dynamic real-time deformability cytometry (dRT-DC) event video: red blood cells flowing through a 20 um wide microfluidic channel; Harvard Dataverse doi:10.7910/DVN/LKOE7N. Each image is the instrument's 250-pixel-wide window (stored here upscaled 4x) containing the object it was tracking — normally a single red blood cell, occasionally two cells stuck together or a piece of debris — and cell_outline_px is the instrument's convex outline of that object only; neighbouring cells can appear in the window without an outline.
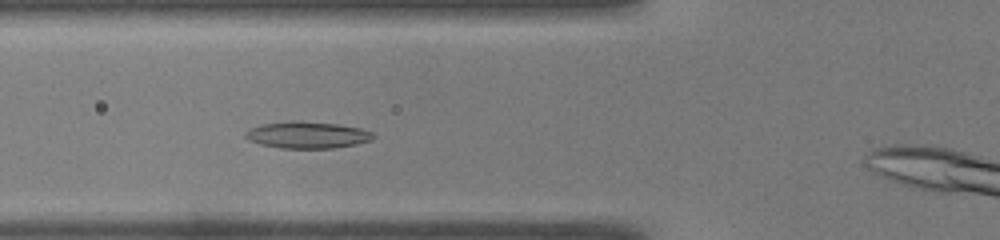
{"species": "common noctule bat (a hibernating species)", "species_latin": "Nyctalus noctula", "temperature_condition": "warm", "stored_images_in_passage": 38, "camera_frame_rate_fps": 3000, "um_per_image_px": 0.085, "animal": {"sex": "male", "body_mass_g": 19.0, "forearm_length_mm": 50.8}, "frame": {"image": 1, "passage_image": 6, "time_ms": 1.667, "image_size_px": [1000, 240], "cell_outline_px": [[376, 136], [372, 140], [356, 144], [332, 148], [280, 148], [260, 144], [248, 140], [244, 136], [244, 132], [248, 128], [260, 124], [288, 120], [292, 120], [340, 124], [360, 128], [372, 132]], "centroid_in_image_um": [26.08, 11.46], "position_along_channel_um": 99.7, "area_um2": 20.23}}
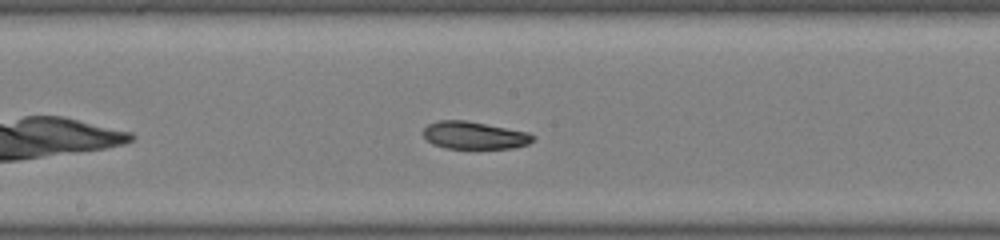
{"frame": {"image": 2, "passage_image": 14, "time_ms": 4.333, "image_size_px": [1000, 240], "cell_outline_px": [[536, 136], [528, 144], [512, 148], [444, 148], [432, 144], [424, 136], [424, 128], [428, 124], [440, 120], [464, 120], [528, 132]], "centroid_in_image_um": [40.31, 11.5], "position_along_channel_um": 207.9, "area_um2": 17.4}}
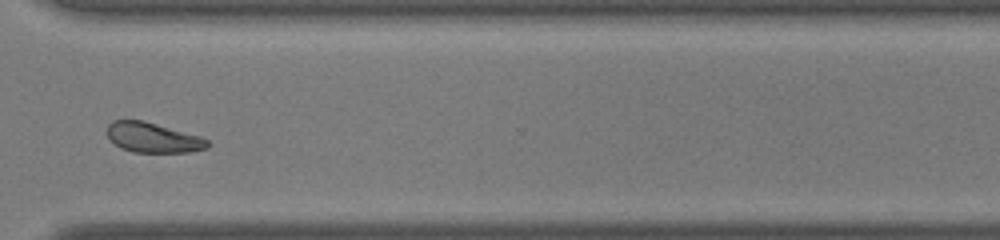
{"frame": {"image": 3, "passage_image": 25, "time_ms": 8.0, "image_size_px": [1000, 240], "cell_outline_px": [[212, 144], [208, 148], [188, 152], [132, 152], [120, 148], [108, 136], [108, 124], [112, 120], [144, 120], [200, 136], [208, 140]], "centroid_in_image_um": [13.03, 11.69], "position_along_channel_um": 357.6, "area_um2": 17.57}, "authors_computed_cell_mechanics": {"area_um2": 18.8139, "velocity_mm_per_s": 4.0603, "shape_relaxation_time_tau1_ms": 6.613, "shape_relaxation_time_tau2_ms": 2.514, "deformation_change_tau1": 0.1482, "deformation_change_tau2": 0.0733}}